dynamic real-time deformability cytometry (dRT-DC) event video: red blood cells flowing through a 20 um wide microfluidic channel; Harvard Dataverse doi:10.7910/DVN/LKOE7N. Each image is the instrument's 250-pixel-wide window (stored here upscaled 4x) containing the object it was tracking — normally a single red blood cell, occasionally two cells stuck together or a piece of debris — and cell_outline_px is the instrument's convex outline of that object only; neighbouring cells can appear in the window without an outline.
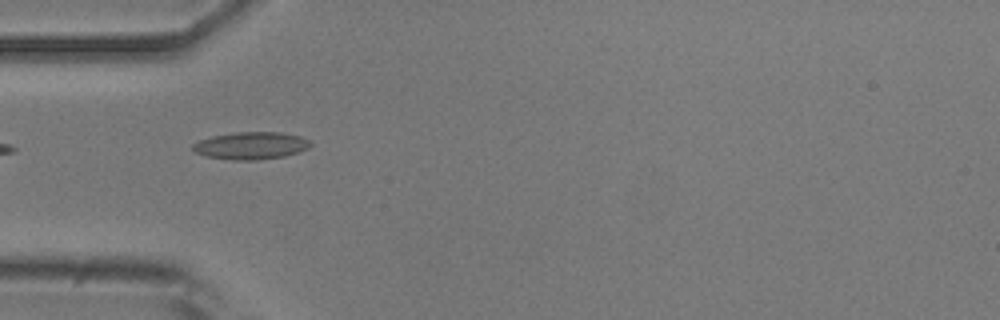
{"species": "common noctule bat (a hibernating species)", "species_latin": "Nyctalus noctula", "temperature_condition": "room temperature", "stored_images_in_passage": 6, "camera_frame_rate_fps": 3000, "um_per_image_px": 0.085, "animal": {"sex": "male", "body_mass_g": 20.5, "forearm_length_mm": 52.5}, "frame": {"image": 1, "passage_image": 4, "time_ms": 1.0, "image_size_px": [1000, 320], "cell_outline_px": [[312, 144], [308, 148], [284, 156], [256, 160], [232, 160], [204, 156], [196, 152], [192, 148], [192, 144], [200, 140], [212, 136], [236, 132], [280, 132], [300, 136], [308, 140]], "centroid_in_image_um": [21.31, 12.38], "position_along_channel_um": 63.7, "area_um2": 18.67}}
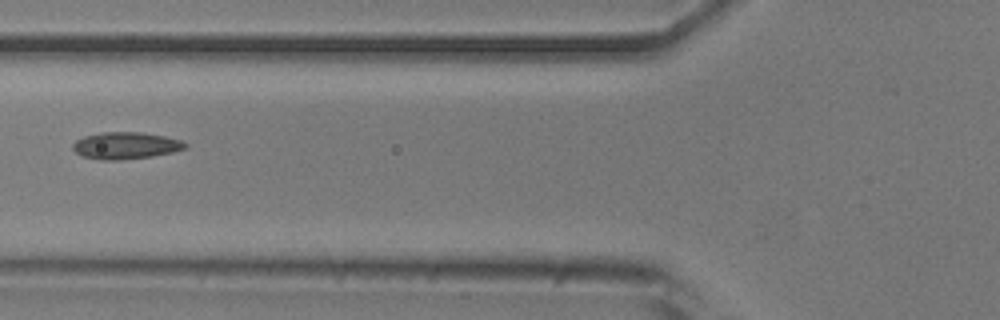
{"frame": {"image": 2, "passage_image": 5, "time_ms": 1.333, "image_size_px": [1000, 320], "cell_outline_px": [[188, 148], [172, 152], [152, 156], [120, 160], [100, 160], [84, 156], [76, 152], [72, 148], [72, 144], [76, 140], [84, 136], [100, 132], [140, 132], [164, 136], [184, 140], [188, 144]], "centroid_in_image_um": [10.71, 12.37], "position_along_channel_um": 115.1, "area_um2": 17.74}}
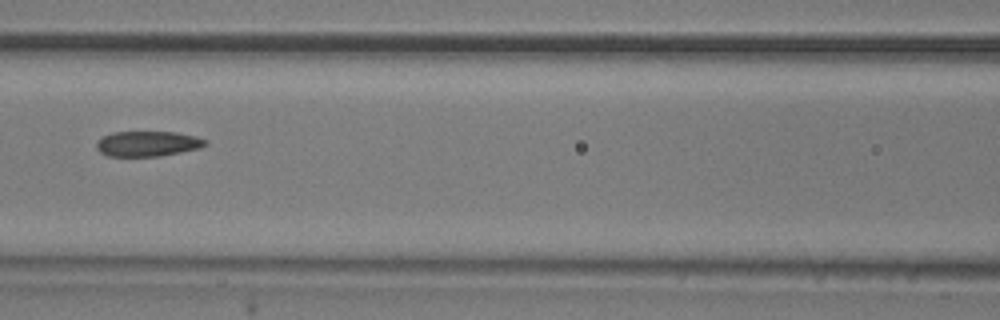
{"frame": {"image": 3, "passage_image": 6, "time_ms": 1.667, "image_size_px": [1000, 320], "cell_outline_px": [[208, 144], [200, 148], [160, 156], [108, 156], [100, 152], [96, 148], [96, 140], [112, 132], [176, 132], [196, 136], [208, 140]], "centroid_in_image_um": [12.56, 12.21], "position_along_channel_um": 154.0, "area_um2": 16.13}}